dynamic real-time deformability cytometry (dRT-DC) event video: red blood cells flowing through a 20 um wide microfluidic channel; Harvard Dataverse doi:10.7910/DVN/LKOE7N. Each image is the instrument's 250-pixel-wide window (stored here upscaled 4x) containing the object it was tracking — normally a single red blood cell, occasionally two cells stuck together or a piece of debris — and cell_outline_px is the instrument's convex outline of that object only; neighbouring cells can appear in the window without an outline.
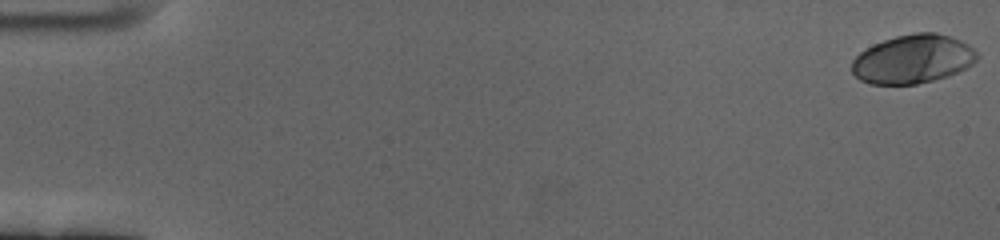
{"species": "human", "species_latin": "Homo sapiens", "temperature_condition": "cold", "stored_images_in_passage": 61, "camera_frame_rate_fps": 3000, "um_per_image_px": 0.085, "donor": {"sex": "female"}, "frame": {"image": 1, "passage_image": 1, "time_ms": 0.0, "image_size_px": [1000, 240], "cell_outline_px": [[980, 56], [972, 64], [948, 76], [916, 84], [868, 84], [860, 80], [852, 72], [852, 60], [860, 52], [872, 44], [896, 36], [916, 32], [936, 32], [960, 40], [968, 44]], "centroid_in_image_um": [77.57, 5.02], "position_along_channel_um": 7.4, "area_um2": 35.49}}
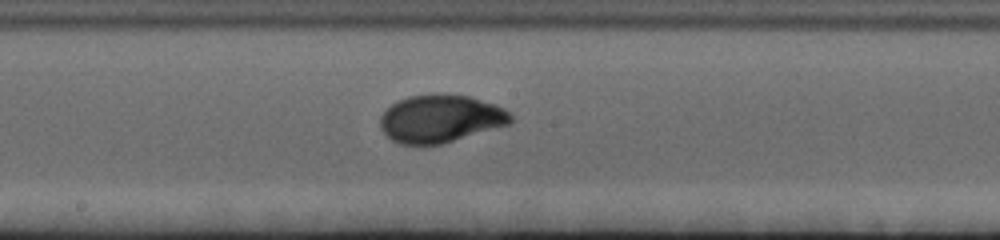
{"frame": {"image": 2, "passage_image": 34, "time_ms": 11.0, "image_size_px": [1000, 240], "cell_outline_px": [[512, 124], [440, 144], [400, 144], [392, 140], [380, 128], [380, 116], [396, 100], [408, 96], [432, 92], [468, 96], [496, 104], [504, 108], [512, 116]], "centroid_in_image_um": [37.45, 10.06], "position_along_channel_um": 210.8, "area_um2": 36.59}}
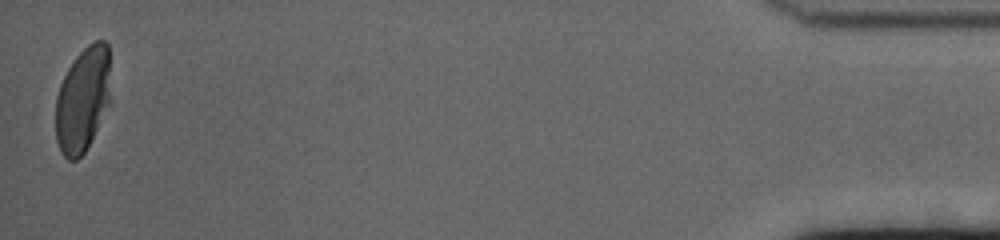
{"frame": {"image": 3, "passage_image": 61, "time_ms": 20.0, "image_size_px": [1000, 240], "cell_outline_px": [[112, 104], [84, 152], [76, 160], [68, 160], [60, 152], [56, 140], [56, 96], [60, 84], [68, 68], [76, 56], [88, 44], [96, 40], [104, 40], [108, 44]], "centroid_in_image_um": [7.07, 8.45], "position_along_channel_um": 428.1, "area_um2": 34.39}, "authors_computed_cell_mechanics": {"area_um2": 35.3158, "velocity_mm_per_s": 3.3435, "shape_relaxation_time_tau1_ms": 3.7942, "shape_relaxation_time_tau2_ms": null, "deformation_change_tau1": 0.1768, "deformation_change_tau2": null}}